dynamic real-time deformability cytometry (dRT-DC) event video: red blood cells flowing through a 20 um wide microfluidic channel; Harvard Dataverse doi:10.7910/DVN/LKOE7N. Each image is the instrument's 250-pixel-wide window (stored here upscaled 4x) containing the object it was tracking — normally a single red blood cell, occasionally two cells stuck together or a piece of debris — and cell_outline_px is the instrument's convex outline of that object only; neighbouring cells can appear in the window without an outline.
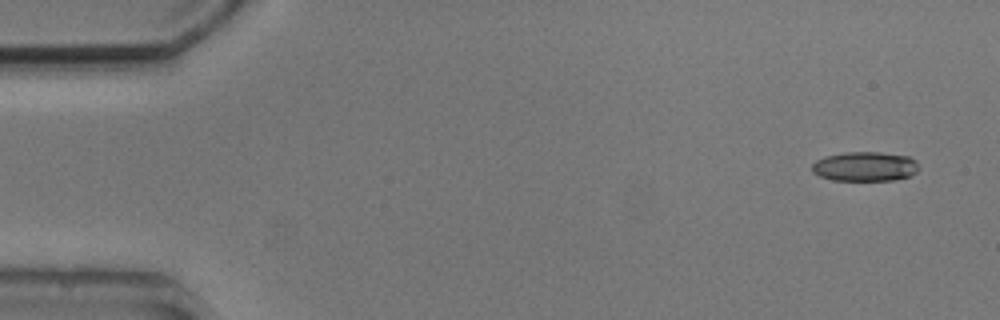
{"species": "common noctule bat (a hibernating species)", "species_latin": "Nyctalus noctula", "temperature_condition": "cold", "stored_images_in_passage": 9, "camera_frame_rate_fps": 3000, "um_per_image_px": 0.085, "animal": {"sex": "male", "body_mass_g": 20.5, "forearm_length_mm": 52.5}, "frame": {"image": 1, "passage_image": 1, "time_ms": 0.0, "image_size_px": [1000, 320], "cell_outline_px": [[920, 168], [916, 172], [908, 176], [892, 180], [832, 180], [820, 176], [812, 172], [812, 164], [816, 160], [824, 156], [844, 152], [880, 152], [908, 156], [916, 160]], "centroid_in_image_um": [73.51, 14.14], "position_along_channel_um": 11.5, "area_um2": 18.44}}